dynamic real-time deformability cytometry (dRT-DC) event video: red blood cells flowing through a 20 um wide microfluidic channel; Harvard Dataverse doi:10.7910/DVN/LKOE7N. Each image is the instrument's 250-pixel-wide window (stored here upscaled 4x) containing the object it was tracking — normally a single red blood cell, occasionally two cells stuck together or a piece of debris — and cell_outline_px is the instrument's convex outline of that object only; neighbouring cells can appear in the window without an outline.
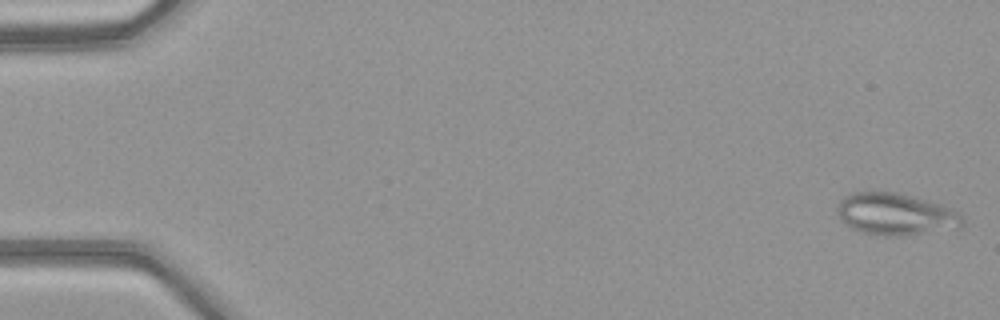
{"species": "common noctule bat (a hibernating species)", "species_latin": "Nyctalus noctula", "temperature_condition": "warm", "stored_images_in_passage": 50, "camera_frame_rate_fps": 3000, "um_per_image_px": 0.085, "animal": {"sex": "female", "body_mass_g": 21.9}, "frame": {"image": 1, "passage_image": 1, "time_ms": 0.0, "image_size_px": [1000, 320], "cell_outline_px": [[964, 224], [960, 228], [908, 236], [884, 236], [864, 232], [852, 228], [840, 220], [836, 208], [840, 200], [844, 196], [852, 192], [896, 192], [928, 200], [952, 208], [960, 212], [964, 216]], "centroid_in_image_um": [76.18, 18.22], "position_along_channel_um": 8.8, "area_um2": 31.1}}
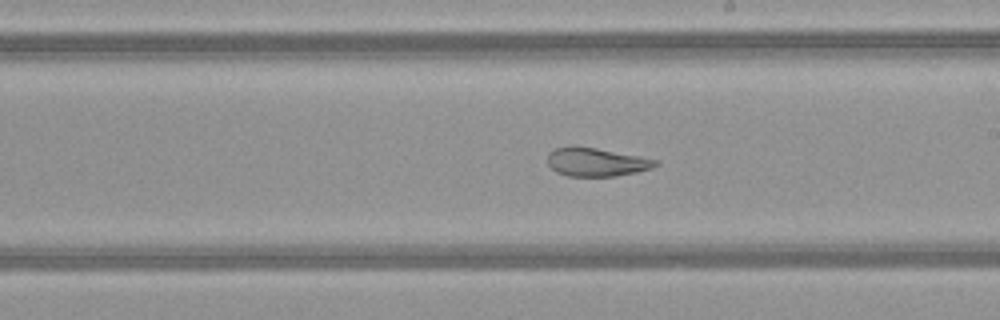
{"frame": {"image": 2, "passage_image": 29, "time_ms": 9.333, "image_size_px": [1000, 320], "cell_outline_px": [[660, 164], [652, 168], [636, 172], [616, 176], [568, 176], [556, 172], [548, 164], [548, 152], [556, 148], [568, 144], [572, 144], [596, 148], [660, 160]], "centroid_in_image_um": [50.67, 13.75], "position_along_channel_um": 238.3, "area_um2": 18.21}}
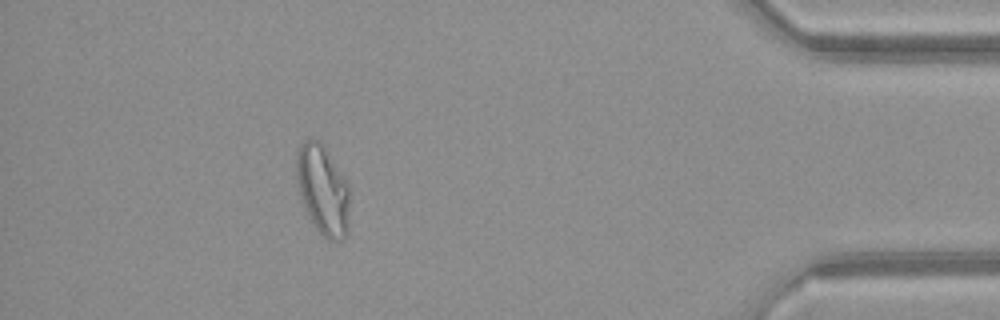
{"frame": {"image": 3, "passage_image": 45, "time_ms": 14.667, "image_size_px": [1000, 320], "cell_outline_px": [[348, 232], [340, 240], [328, 240], [316, 228], [308, 216], [300, 196], [296, 180], [296, 152], [300, 144], [308, 136], [320, 140], [324, 144], [344, 176], [348, 184]], "centroid_in_image_um": [27.41, 16.06], "position_along_channel_um": 407.8, "area_um2": 28.15}, "authors_computed_cell_mechanics": {"area_um2": 26.2701, "velocity_mm_per_s": 4.1245, "shape_relaxation_time_tau1_ms": null, "shape_relaxation_time_tau2_ms": 1.3917, "deformation_change_tau1": null, "deformation_change_tau2": 0.0903}}